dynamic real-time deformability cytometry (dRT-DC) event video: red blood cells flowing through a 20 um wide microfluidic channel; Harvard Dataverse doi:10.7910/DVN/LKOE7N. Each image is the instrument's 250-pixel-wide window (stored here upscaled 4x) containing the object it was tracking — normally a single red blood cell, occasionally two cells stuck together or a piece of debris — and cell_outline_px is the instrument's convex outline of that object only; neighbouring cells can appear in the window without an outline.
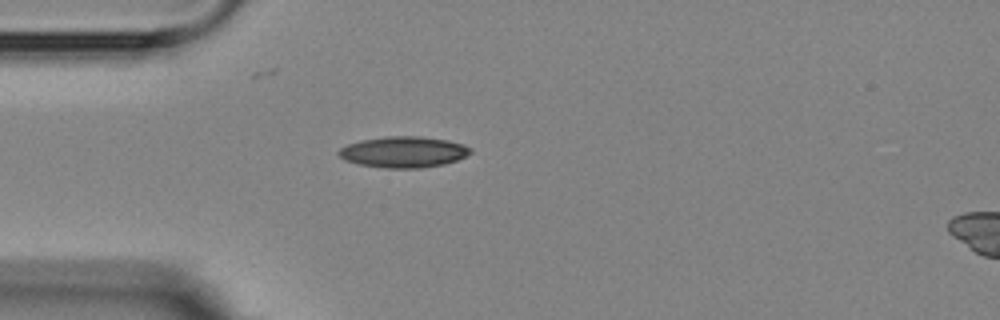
{"species": "Egyptian fruit bat (a non-hibernating species)", "species_latin": "Rousettus aegyptiacus", "temperature_condition": "room temperature", "stored_images_in_passage": 3, "camera_frame_rate_fps": 3000, "um_per_image_px": 0.085, "animal": {"sex": "female"}, "frame": {"image": 1, "passage_image": 1, "time_ms": 0.0, "image_size_px": [1000, 320], "cell_outline_px": [[472, 152], [456, 160], [444, 164], [420, 168], [388, 168], [360, 164], [344, 160], [336, 152], [340, 148], [348, 144], [360, 140], [388, 136], [420, 136], [448, 140], [464, 144], [472, 148]], "centroid_in_image_um": [34.3, 12.91], "position_along_channel_um": 50.7, "area_um2": 23.81}}
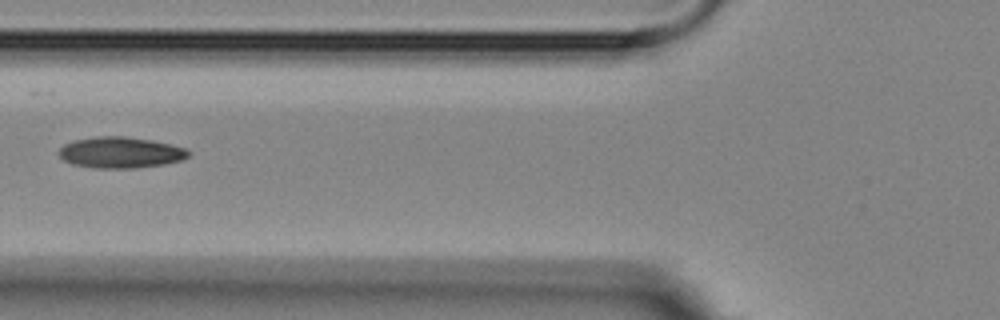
{"frame": {"image": 2, "passage_image": 3, "time_ms": 2.0, "image_size_px": [1000, 320], "cell_outline_px": [[192, 152], [188, 156], [180, 160], [164, 164], [132, 168], [92, 168], [72, 164], [64, 160], [56, 152], [64, 144], [72, 140], [96, 136], [124, 136], [152, 140], [172, 144], [184, 148]], "centroid_in_image_um": [10.21, 12.95], "position_along_channel_um": 115.6, "area_um2": 23.64}}